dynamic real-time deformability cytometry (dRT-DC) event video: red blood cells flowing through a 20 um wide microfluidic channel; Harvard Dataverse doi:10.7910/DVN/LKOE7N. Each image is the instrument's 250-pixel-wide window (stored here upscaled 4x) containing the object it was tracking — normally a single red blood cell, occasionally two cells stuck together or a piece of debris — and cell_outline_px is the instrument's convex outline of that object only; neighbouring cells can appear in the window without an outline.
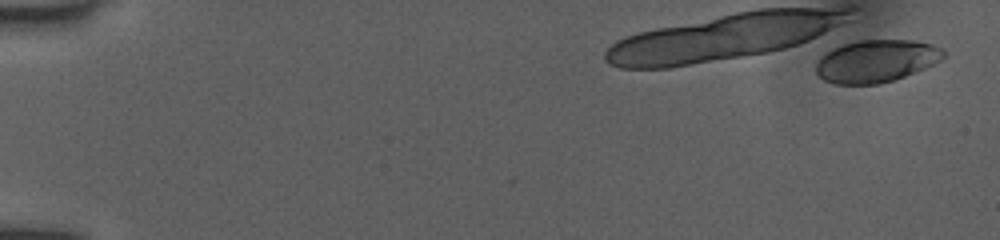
{"species": "human", "species_latin": "Homo sapiens", "temperature_condition": "room temperature", "stored_images_in_passage": 8, "camera_frame_rate_fps": 3000, "um_per_image_px": 0.085, "donor": {"sex": "female"}, "frame": {"image": 1, "passage_image": 1, "time_ms": 0.0, "image_size_px": [1000, 240], "cell_outline_px": [[944, 56], [940, 60], [924, 68], [904, 76], [892, 80], [876, 84], [836, 84], [824, 80], [816, 72], [816, 64], [820, 56], [844, 44], [856, 40], [912, 40], [932, 44], [944, 48]], "centroid_in_image_um": [74.48, 5.18], "position_along_channel_um": 10.5, "area_um2": 31.21}}